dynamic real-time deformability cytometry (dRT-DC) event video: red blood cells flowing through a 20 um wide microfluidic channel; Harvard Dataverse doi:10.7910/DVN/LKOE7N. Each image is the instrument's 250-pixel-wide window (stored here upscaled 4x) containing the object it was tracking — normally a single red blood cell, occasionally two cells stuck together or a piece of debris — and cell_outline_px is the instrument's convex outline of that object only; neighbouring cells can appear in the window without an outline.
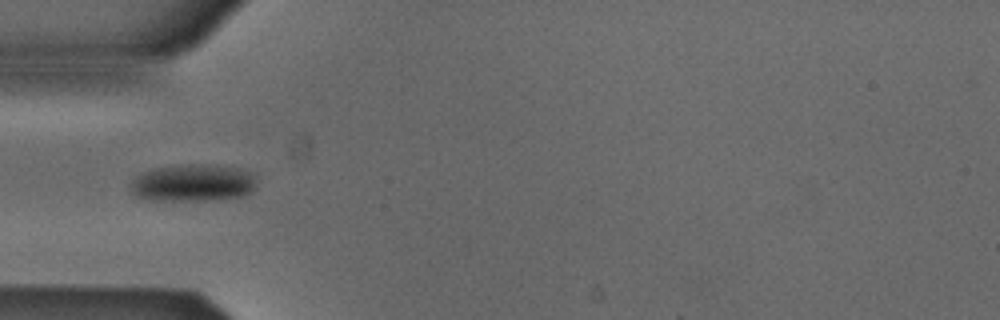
{"species": "Egyptian fruit bat (a non-hibernating species)", "species_latin": "Rousettus aegyptiacus", "temperature_condition": "cold", "stored_images_in_passage": 5, "camera_frame_rate_fps": 3000, "um_per_image_px": 0.085, "animal": {"sex": "male"}, "frame": {"image": 1, "passage_image": 3, "time_ms": 0.667, "image_size_px": [1000, 320], "cell_outline_px": [[256, 184], [248, 196], [220, 200], [148, 200], [136, 196], [132, 192], [132, 180], [136, 176], [152, 168], [188, 164], [216, 164], [240, 168], [256, 176]], "centroid_in_image_um": [16.46, 15.55], "position_along_channel_um": 68.5, "area_um2": 27.8}}
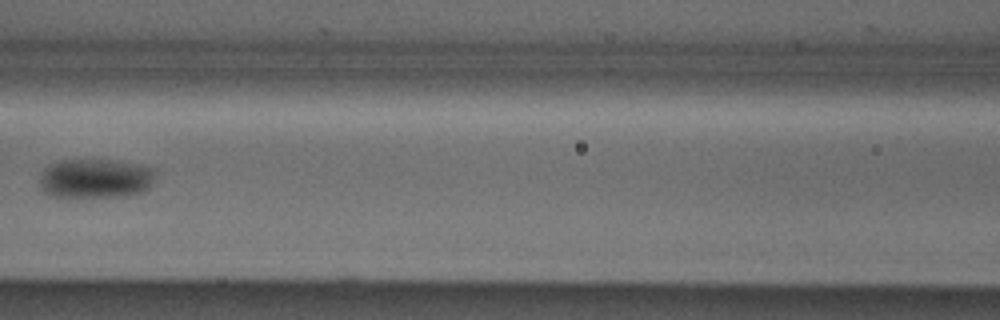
{"frame": {"image": 2, "passage_image": 5, "time_ms": 1.333, "image_size_px": [1000, 320], "cell_outline_px": [[156, 172], [148, 188], [144, 192], [132, 196], [56, 196], [44, 192], [40, 184], [40, 176], [44, 168], [60, 160], [116, 160], [140, 164], [152, 168]], "centroid_in_image_um": [8.15, 15.16], "position_along_channel_um": 158.4, "area_um2": 26.53}}